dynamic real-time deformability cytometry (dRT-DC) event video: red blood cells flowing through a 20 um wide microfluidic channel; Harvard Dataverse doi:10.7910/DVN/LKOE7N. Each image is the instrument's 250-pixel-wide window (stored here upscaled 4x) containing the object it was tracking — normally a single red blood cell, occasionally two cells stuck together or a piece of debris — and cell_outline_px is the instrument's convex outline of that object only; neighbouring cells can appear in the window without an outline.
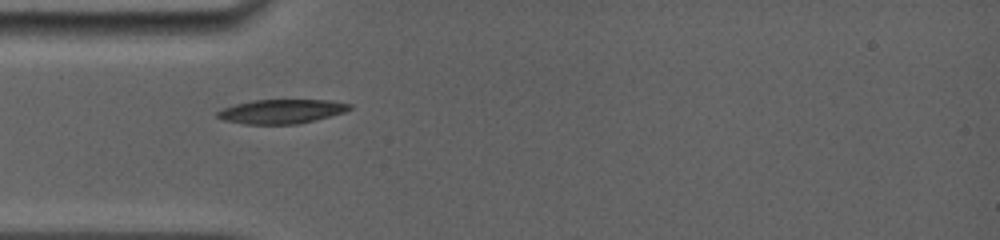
{"species": "common noctule bat (a hibernating species)", "species_latin": "Nyctalus noctula", "temperature_condition": "room temperature", "stored_images_in_passage": 6, "camera_frame_rate_fps": 5000, "um_per_image_px": 0.085, "animal": {"sex": "female", "body_mass_g": 19.0, "forearm_length_mm": 56.7}, "frame": {"image": 1, "passage_image": 1, "time_ms": 0.0, "image_size_px": [1000, 240], "cell_outline_px": [[352, 108], [344, 112], [316, 120], [300, 124], [244, 124], [224, 120], [216, 116], [216, 112], [224, 108], [236, 104], [252, 100], [332, 100], [352, 104]], "centroid_in_image_um": [23.95, 9.47], "position_along_channel_um": 61.0, "area_um2": 18.67}}
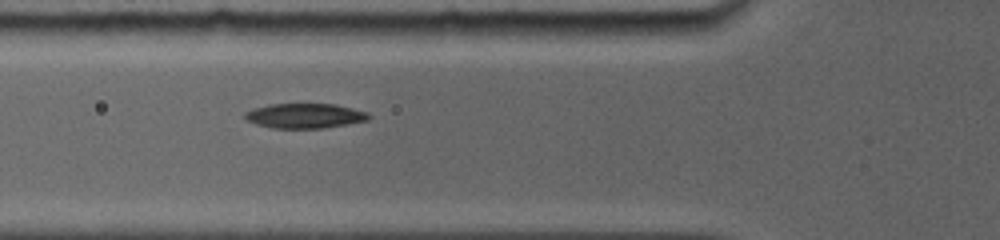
{"frame": {"image": 2, "passage_image": 5, "time_ms": 1.0, "image_size_px": [1000, 240], "cell_outline_px": [[372, 116], [368, 120], [348, 124], [324, 128], [272, 128], [256, 124], [244, 120], [244, 112], [252, 108], [268, 104], [336, 104], [368, 112]], "centroid_in_image_um": [25.89, 9.84], "position_along_channel_um": 99.9, "area_um2": 18.15}}